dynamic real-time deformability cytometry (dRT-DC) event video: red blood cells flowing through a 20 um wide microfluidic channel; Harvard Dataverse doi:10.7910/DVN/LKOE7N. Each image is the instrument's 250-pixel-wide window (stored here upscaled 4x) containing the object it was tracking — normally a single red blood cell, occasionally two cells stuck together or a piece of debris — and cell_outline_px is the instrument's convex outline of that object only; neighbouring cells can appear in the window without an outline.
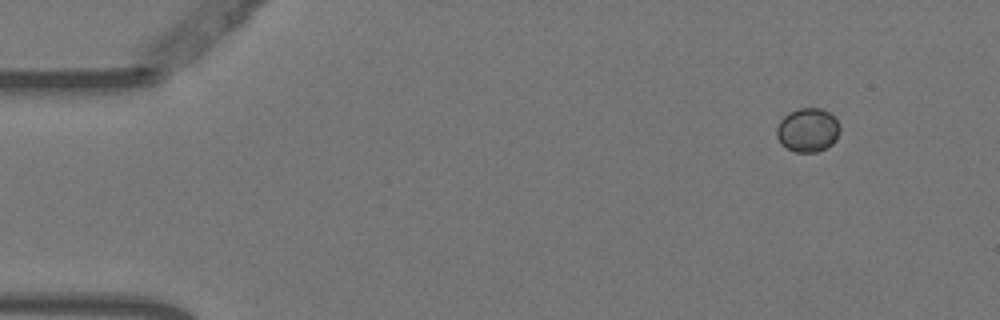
{"species": "Egyptian fruit bat (a non-hibernating species)", "species_latin": "Rousettus aegyptiacus", "temperature_condition": "warm", "stored_images_in_passage": 3, "camera_frame_rate_fps": 3000, "um_per_image_px": 0.085, "animal": {"sex": "female"}, "frame": {"image": 1, "passage_image": 1, "time_ms": 0.0, "image_size_px": [1000, 320], "cell_outline_px": [[840, 132], [836, 140], [832, 144], [816, 152], [796, 152], [780, 144], [776, 136], [776, 128], [780, 120], [788, 112], [796, 108], [820, 108], [828, 112], [840, 124]], "centroid_in_image_um": [68.64, 11.04], "position_along_channel_um": 16.4, "area_um2": 16.3}}